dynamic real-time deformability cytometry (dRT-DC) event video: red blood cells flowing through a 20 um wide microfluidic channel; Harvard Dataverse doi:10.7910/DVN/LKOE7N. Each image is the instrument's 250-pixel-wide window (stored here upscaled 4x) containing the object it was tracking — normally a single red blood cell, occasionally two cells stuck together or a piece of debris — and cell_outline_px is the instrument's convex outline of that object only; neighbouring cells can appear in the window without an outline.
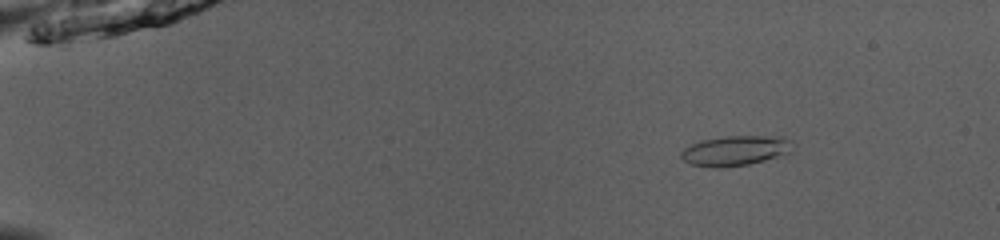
{"species": "common noctule bat (a hibernating species)", "species_latin": "Nyctalus noctula", "temperature_condition": "room temperature", "stored_images_in_passage": 52, "camera_frame_rate_fps": 3000, "um_per_image_px": 0.085, "animal": {"sex": "male", "body_mass_g": 13.0, "forearm_length_mm": 53.1}, "frame": {"image": 1, "passage_image": 8, "time_ms": 2.333, "image_size_px": [1000, 240], "cell_outline_px": [[792, 140], [788, 152], [764, 160], [748, 164], [720, 168], [712, 168], [692, 164], [684, 160], [680, 156], [680, 152], [684, 148], [700, 140], [728, 136], [784, 136]], "centroid_in_image_um": [62.45, 12.8], "position_along_channel_um": 22.5, "area_um2": 19.31}}
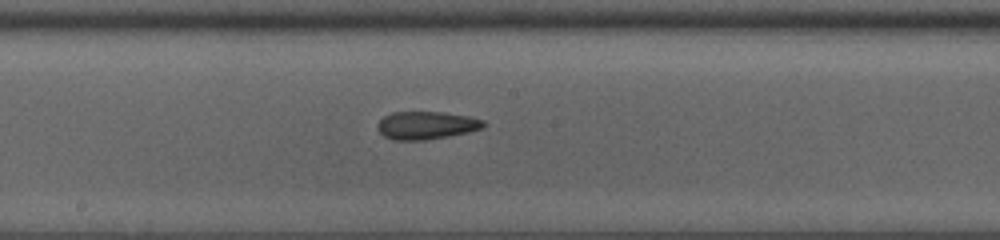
{"frame": {"image": 2, "passage_image": 30, "time_ms": 9.667, "image_size_px": [1000, 240], "cell_outline_px": [[488, 124], [480, 128], [468, 132], [448, 136], [424, 140], [392, 140], [384, 136], [380, 132], [376, 124], [384, 116], [392, 112], [440, 112], [468, 116], [484, 120]], "centroid_in_image_um": [36.22, 10.65], "position_along_channel_um": 212.0, "area_um2": 17.17}}
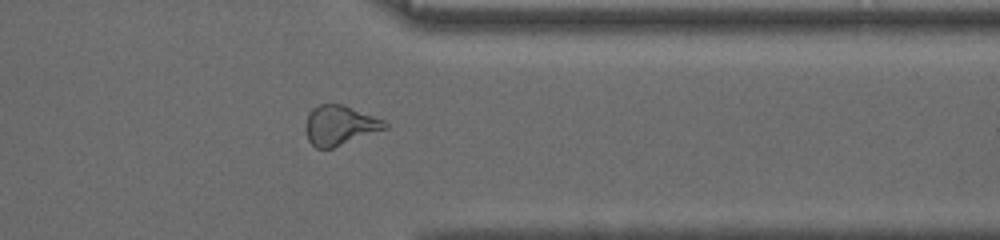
{"frame": {"image": 3, "passage_image": 43, "time_ms": 14.0, "image_size_px": [1000, 240], "cell_outline_px": [[388, 128], [332, 148], [316, 148], [308, 140], [304, 128], [308, 112], [312, 108], [320, 104], [344, 104], [384, 120], [388, 124]], "centroid_in_image_um": [28.86, 10.64], "position_along_channel_um": 382.5, "area_um2": 18.44}, "authors_computed_cell_mechanics": {"area_um2": 18.2648, "velocity_mm_per_s": 3.9814, "shape_relaxation_time_tau1_ms": null, "shape_relaxation_time_tau2_ms": 2.0121, "deformation_change_tau1": null, "deformation_change_tau2": 0.1077}}